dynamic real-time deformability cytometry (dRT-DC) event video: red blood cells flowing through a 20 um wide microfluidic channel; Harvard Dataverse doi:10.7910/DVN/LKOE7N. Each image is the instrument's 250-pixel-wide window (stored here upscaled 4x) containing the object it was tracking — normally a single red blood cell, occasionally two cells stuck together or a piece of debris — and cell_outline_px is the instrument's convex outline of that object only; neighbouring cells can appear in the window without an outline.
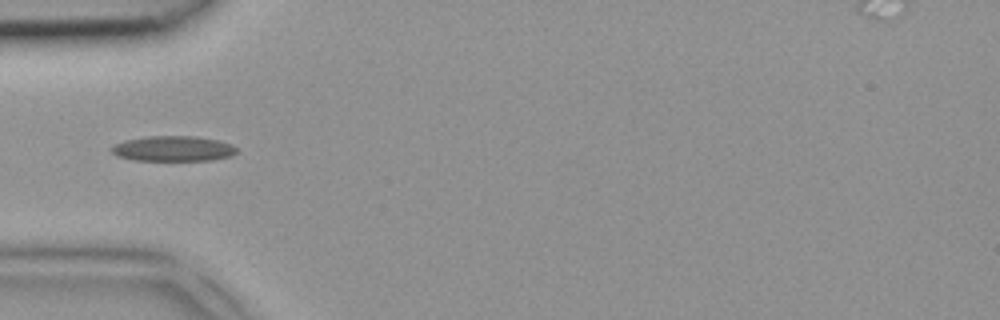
{"species": "common noctule bat (a hibernating species)", "species_latin": "Nyctalus noctula", "temperature_condition": "room temperature", "stored_images_in_passage": 4, "camera_frame_rate_fps": 3000, "um_per_image_px": 0.085, "animal": {"sex": "female", "body_mass_g": 18.4}, "frame": {"image": 1, "passage_image": 2, "time_ms": 0.333, "image_size_px": [1000, 320], "cell_outline_px": [[236, 152], [232, 156], [212, 160], [132, 160], [120, 156], [112, 152], [108, 148], [112, 144], [124, 140], [148, 136], [196, 136], [216, 140], [232, 144], [236, 148]], "centroid_in_image_um": [14.69, 12.63], "position_along_channel_um": 70.3, "area_um2": 18.5}}